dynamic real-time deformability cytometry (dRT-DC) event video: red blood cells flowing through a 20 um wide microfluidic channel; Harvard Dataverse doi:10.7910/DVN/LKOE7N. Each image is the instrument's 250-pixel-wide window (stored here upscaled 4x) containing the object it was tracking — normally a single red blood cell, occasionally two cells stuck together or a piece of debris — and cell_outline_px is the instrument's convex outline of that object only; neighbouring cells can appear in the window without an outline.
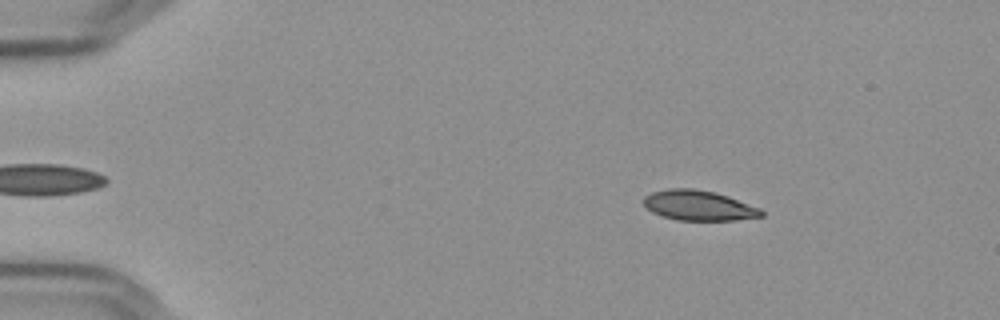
{"species": "Egyptian fruit bat (a non-hibernating species)", "species_latin": "Rousettus aegyptiacus", "temperature_condition": "cold", "stored_images_in_passage": 28, "camera_frame_rate_fps": 3000, "um_per_image_px": 0.085, "frame": {"image": 1, "passage_image": 6, "time_ms": 1.667, "image_size_px": [1000, 320], "cell_outline_px": [[764, 216], [736, 220], [676, 220], [652, 212], [644, 204], [644, 196], [652, 192], [668, 188], [692, 188], [712, 192], [728, 196], [760, 208], [764, 212]], "centroid_in_image_um": [59.4, 17.46], "position_along_channel_um": 25.6, "area_um2": 20.52}}
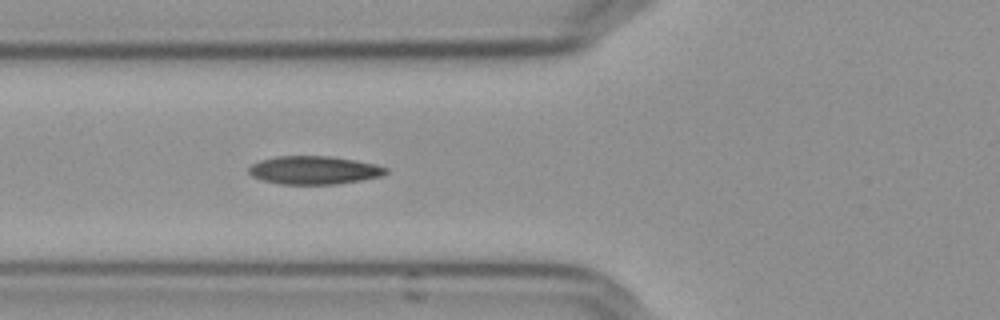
{"frame": {"image": 2, "passage_image": 19, "time_ms": 6.0, "image_size_px": [1000, 320], "cell_outline_px": [[388, 172], [380, 176], [360, 180], [336, 184], [280, 184], [264, 180], [252, 176], [248, 172], [248, 168], [252, 164], [260, 160], [276, 156], [328, 156], [356, 160], [376, 164], [388, 168]], "centroid_in_image_um": [26.69, 14.46], "position_along_channel_um": 99.1, "area_um2": 22.48}}
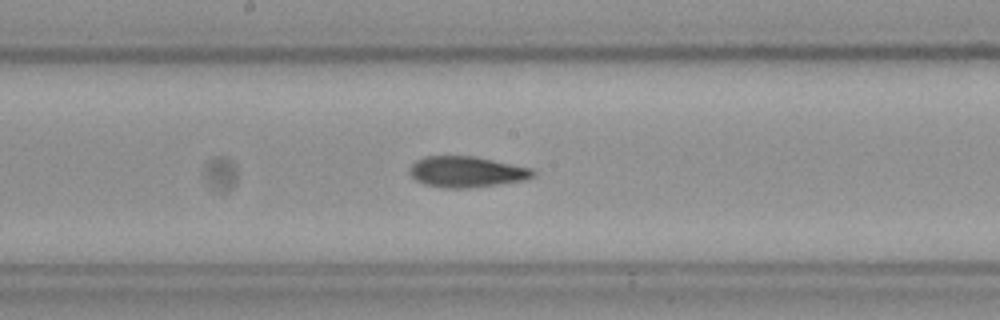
{"frame": {"image": 3, "passage_image": 28, "time_ms": 9.0, "image_size_px": [1000, 320], "cell_outline_px": [[536, 176], [528, 180], [468, 188], [448, 188], [424, 184], [416, 180], [408, 172], [408, 168], [416, 160], [424, 156], [476, 156], [532, 168], [536, 172]], "centroid_in_image_um": [39.69, 14.6], "position_along_channel_um": 208.5, "area_um2": 22.48}}